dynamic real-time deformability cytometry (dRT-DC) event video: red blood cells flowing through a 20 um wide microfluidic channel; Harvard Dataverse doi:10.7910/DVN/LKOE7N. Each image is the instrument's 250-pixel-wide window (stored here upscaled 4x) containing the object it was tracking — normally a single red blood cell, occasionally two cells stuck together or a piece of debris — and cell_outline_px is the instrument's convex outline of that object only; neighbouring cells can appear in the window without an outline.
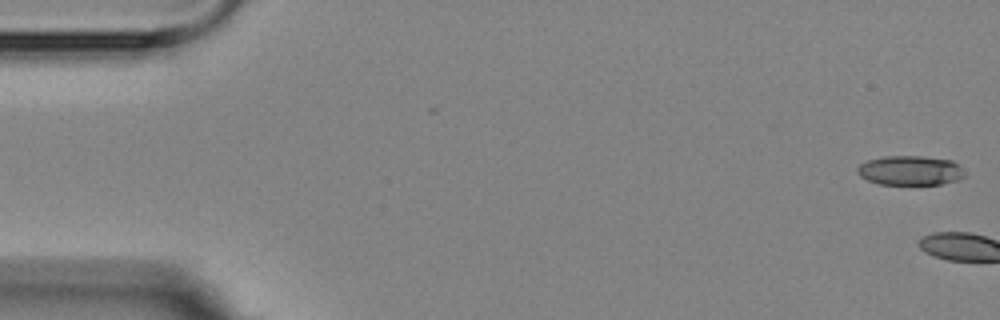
{"species": "Egyptian fruit bat (a non-hibernating species)", "species_latin": "Rousettus aegyptiacus", "temperature_condition": "room temperature", "stored_images_in_passage": 7, "camera_frame_rate_fps": 3000, "um_per_image_px": 0.085, "animal": {"sex": "female"}, "frame": {"image": 1, "passage_image": 1, "time_ms": 0.0, "image_size_px": [1000, 320], "cell_outline_px": [[964, 176], [956, 180], [940, 184], [880, 184], [868, 180], [860, 176], [856, 172], [856, 168], [860, 164], [868, 160], [884, 156], [920, 156], [952, 160], [960, 164], [964, 172]], "centroid_in_image_um": [77.36, 14.48], "position_along_channel_um": 7.6, "area_um2": 18.44}}